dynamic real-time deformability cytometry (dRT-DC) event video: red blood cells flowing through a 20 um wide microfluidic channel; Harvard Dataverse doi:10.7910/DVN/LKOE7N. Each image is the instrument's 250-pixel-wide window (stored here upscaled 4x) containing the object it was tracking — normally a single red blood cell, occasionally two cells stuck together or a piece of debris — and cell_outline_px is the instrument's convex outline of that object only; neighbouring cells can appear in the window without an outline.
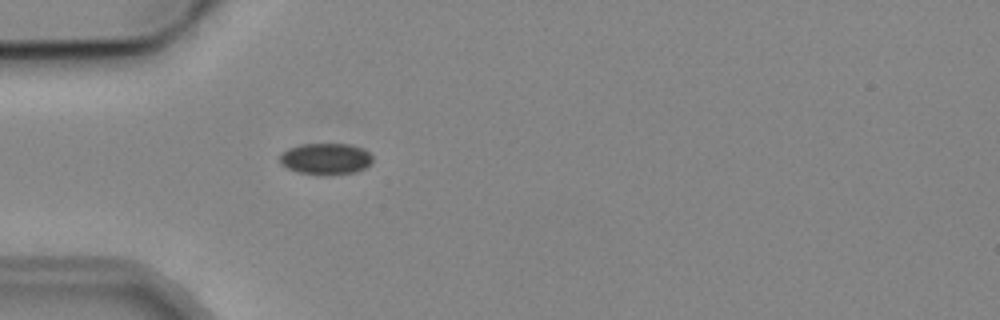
{"species": "common noctule bat (a hibernating species)", "species_latin": "Nyctalus noctula", "temperature_condition": "cold", "stored_images_in_passage": 4, "camera_frame_rate_fps": 3000, "um_per_image_px": 0.085, "animal": {"sex": "male", "body_mass_g": 19.2, "forearm_length_mm": 51.8}, "frame": {"image": 1, "passage_image": 4, "time_ms": 3.667, "image_size_px": [1000, 320], "cell_outline_px": [[372, 160], [364, 168], [352, 172], [300, 172], [288, 168], [280, 164], [280, 152], [288, 148], [300, 144], [352, 144], [364, 148], [372, 156]], "centroid_in_image_um": [27.66, 13.43], "position_along_channel_um": 57.3, "area_um2": 16.3}}